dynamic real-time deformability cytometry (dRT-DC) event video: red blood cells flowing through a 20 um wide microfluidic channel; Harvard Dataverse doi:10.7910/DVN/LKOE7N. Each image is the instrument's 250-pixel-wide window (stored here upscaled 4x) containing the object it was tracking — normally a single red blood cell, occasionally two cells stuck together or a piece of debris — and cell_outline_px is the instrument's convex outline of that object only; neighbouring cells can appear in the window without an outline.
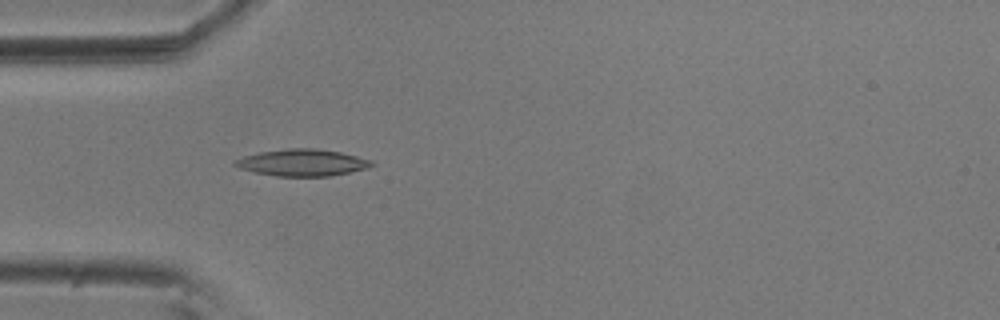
{"species": "common noctule bat (a hibernating species)", "species_latin": "Nyctalus noctula", "temperature_condition": "room temperature", "stored_images_in_passage": 54, "camera_frame_rate_fps": 3000, "um_per_image_px": 0.085, "animal": {"sex": "male", "body_mass_g": 20.5, "forearm_length_mm": 52.5}, "frame": {"image": 1, "passage_image": 15, "time_ms": 4.667, "image_size_px": [1000, 320], "cell_outline_px": [[376, 164], [364, 168], [332, 176], [276, 176], [256, 172], [240, 168], [232, 164], [232, 160], [244, 156], [260, 152], [288, 148], [316, 148], [340, 152], [372, 160]], "centroid_in_image_um": [25.67, 13.81], "position_along_channel_um": 59.3, "area_um2": 21.21}}
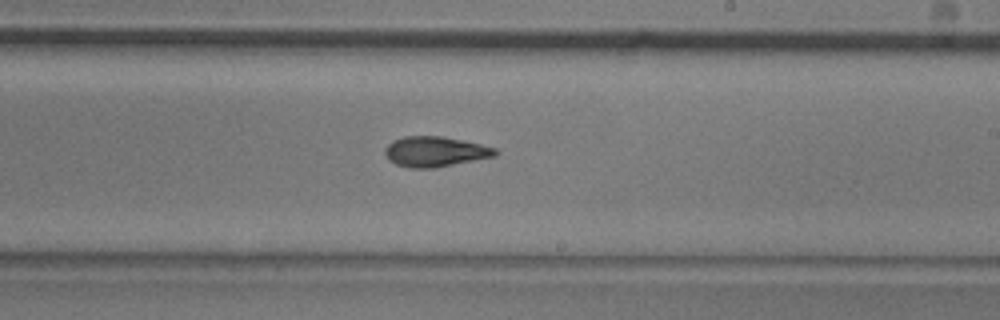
{"frame": {"image": 2, "passage_image": 31, "time_ms": 10.0, "image_size_px": [1000, 320], "cell_outline_px": [[500, 152], [496, 156], [436, 168], [408, 168], [396, 164], [388, 160], [384, 152], [384, 148], [392, 140], [404, 136], [440, 136], [480, 144], [496, 148]], "centroid_in_image_um": [36.97, 12.9], "position_along_channel_um": 252.0, "area_um2": 19.59}}
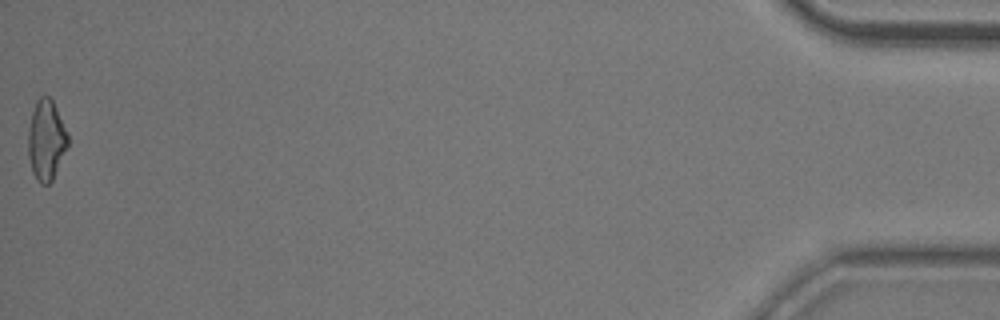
{"frame": {"image": 3, "passage_image": 54, "time_ms": 17.667, "image_size_px": [1000, 320], "cell_outline_px": [[68, 144], [52, 180], [48, 184], [40, 184], [36, 180], [32, 172], [28, 156], [28, 128], [32, 112], [36, 100], [40, 96], [48, 96], [52, 100], [68, 132]], "centroid_in_image_um": [3.91, 11.9], "position_along_channel_um": 431.3, "area_um2": 18.55}, "authors_computed_cell_mechanics": {"area_um2": 19.0451, "velocity_mm_per_s": 3.6358, "shape_relaxation_time_tau1_ms": 4.9392, "shape_relaxation_time_tau2_ms": 3.1275, "deformation_change_tau1": 0.1619, "deformation_change_tau2": 0.1129}}